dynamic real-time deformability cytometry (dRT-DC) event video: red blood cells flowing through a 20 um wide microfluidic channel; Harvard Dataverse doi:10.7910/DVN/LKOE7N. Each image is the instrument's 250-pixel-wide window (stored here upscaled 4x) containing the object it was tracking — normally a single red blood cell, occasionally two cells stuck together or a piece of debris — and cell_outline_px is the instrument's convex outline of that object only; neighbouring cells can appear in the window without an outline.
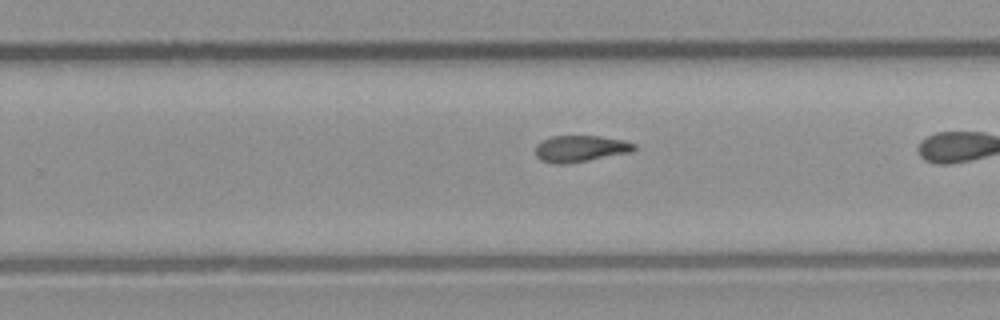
{"species": "common noctule bat (a hibernating species)", "species_latin": "Nyctalus noctula", "temperature_condition": "room temperature", "stored_images_in_passage": 26, "camera_frame_rate_fps": 3000, "um_per_image_px": 0.085, "animal": {"sex": "male", "body_mass_g": 23.1, "forearm_length_mm": 52.7}, "frame": {"image": 1, "passage_image": 19, "time_ms": 6.0, "image_size_px": [1000, 320], "cell_outline_px": [[636, 148], [632, 152], [568, 164], [552, 164], [540, 160], [536, 156], [536, 144], [540, 140], [552, 136], [600, 136], [624, 140], [636, 144]], "centroid_in_image_um": [49.31, 12.64], "position_along_channel_um": 280.5, "area_um2": 15.49}}
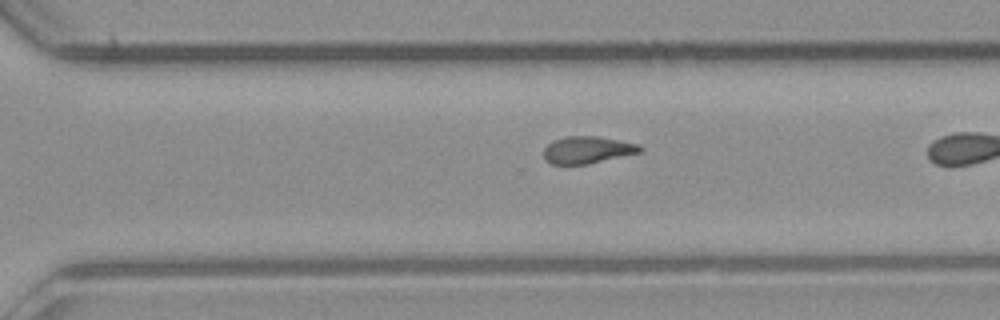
{"frame": {"image": 2, "passage_image": 22, "time_ms": 7.0, "image_size_px": [1000, 320], "cell_outline_px": [[644, 148], [640, 152], [588, 164], [552, 164], [544, 160], [544, 148], [552, 140], [564, 136], [596, 136], [636, 144]], "centroid_in_image_um": [49.87, 12.74], "position_along_channel_um": 320.7, "area_um2": 15.09}}